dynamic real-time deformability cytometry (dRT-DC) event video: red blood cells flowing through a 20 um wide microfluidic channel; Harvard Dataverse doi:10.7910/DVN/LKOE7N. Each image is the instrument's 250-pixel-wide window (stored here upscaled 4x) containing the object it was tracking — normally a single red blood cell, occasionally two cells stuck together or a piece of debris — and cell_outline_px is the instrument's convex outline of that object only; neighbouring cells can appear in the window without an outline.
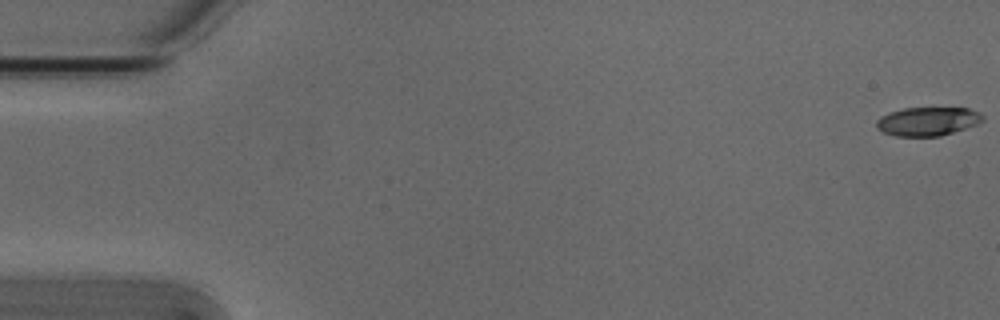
{"species": "Egyptian fruit bat (a non-hibernating species)", "species_latin": "Rousettus aegyptiacus", "temperature_condition": "cold", "stored_images_in_passage": 8, "camera_frame_rate_fps": 3000, "um_per_image_px": 0.085, "animal": {"sex": "male"}, "frame": {"image": 1, "passage_image": 1, "time_ms": 0.0, "image_size_px": [1000, 320], "cell_outline_px": [[984, 120], [976, 124], [940, 136], [896, 136], [884, 132], [876, 128], [876, 120], [880, 116], [904, 108], [968, 108], [980, 112], [984, 116]], "centroid_in_image_um": [78.85, 10.31], "position_along_channel_um": 6.2, "area_um2": 17.63}}